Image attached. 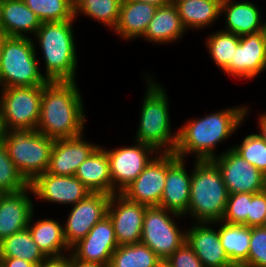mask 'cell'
<instances>
[{"instance_id": "obj_1", "label": "cell", "mask_w": 266, "mask_h": 267, "mask_svg": "<svg viewBox=\"0 0 266 267\" xmlns=\"http://www.w3.org/2000/svg\"><path fill=\"white\" fill-rule=\"evenodd\" d=\"M40 108L36 130L45 136L56 140L84 133L86 116L76 81H48Z\"/></svg>"}, {"instance_id": "obj_2", "label": "cell", "mask_w": 266, "mask_h": 267, "mask_svg": "<svg viewBox=\"0 0 266 267\" xmlns=\"http://www.w3.org/2000/svg\"><path fill=\"white\" fill-rule=\"evenodd\" d=\"M248 107H233L211 113L197 120H190L177 131L178 139L174 154L184 159L195 153L196 161L216 158L214 148L226 141L243 123Z\"/></svg>"}, {"instance_id": "obj_3", "label": "cell", "mask_w": 266, "mask_h": 267, "mask_svg": "<svg viewBox=\"0 0 266 267\" xmlns=\"http://www.w3.org/2000/svg\"><path fill=\"white\" fill-rule=\"evenodd\" d=\"M194 164L187 214L196 223L221 221L229 197L221 171L212 160Z\"/></svg>"}, {"instance_id": "obj_4", "label": "cell", "mask_w": 266, "mask_h": 267, "mask_svg": "<svg viewBox=\"0 0 266 267\" xmlns=\"http://www.w3.org/2000/svg\"><path fill=\"white\" fill-rule=\"evenodd\" d=\"M73 20L44 22L34 34L43 52L48 81H75L77 69Z\"/></svg>"}, {"instance_id": "obj_5", "label": "cell", "mask_w": 266, "mask_h": 267, "mask_svg": "<svg viewBox=\"0 0 266 267\" xmlns=\"http://www.w3.org/2000/svg\"><path fill=\"white\" fill-rule=\"evenodd\" d=\"M146 80L148 89L144 95L135 141L149 144L158 152L160 149V152H174L178 133L173 134L170 130L168 95L151 77Z\"/></svg>"}, {"instance_id": "obj_6", "label": "cell", "mask_w": 266, "mask_h": 267, "mask_svg": "<svg viewBox=\"0 0 266 267\" xmlns=\"http://www.w3.org/2000/svg\"><path fill=\"white\" fill-rule=\"evenodd\" d=\"M34 41L3 35L0 61V87L42 86L48 80L38 67Z\"/></svg>"}, {"instance_id": "obj_7", "label": "cell", "mask_w": 266, "mask_h": 267, "mask_svg": "<svg viewBox=\"0 0 266 267\" xmlns=\"http://www.w3.org/2000/svg\"><path fill=\"white\" fill-rule=\"evenodd\" d=\"M9 158L30 183L49 166L54 139L37 130L7 131L2 140Z\"/></svg>"}, {"instance_id": "obj_8", "label": "cell", "mask_w": 266, "mask_h": 267, "mask_svg": "<svg viewBox=\"0 0 266 267\" xmlns=\"http://www.w3.org/2000/svg\"><path fill=\"white\" fill-rule=\"evenodd\" d=\"M42 86L1 88L0 106L7 131L36 130Z\"/></svg>"}, {"instance_id": "obj_9", "label": "cell", "mask_w": 266, "mask_h": 267, "mask_svg": "<svg viewBox=\"0 0 266 267\" xmlns=\"http://www.w3.org/2000/svg\"><path fill=\"white\" fill-rule=\"evenodd\" d=\"M182 217L161 206H147L142 226L141 243L147 245L161 260L168 259L186 242V232L178 229L169 216Z\"/></svg>"}, {"instance_id": "obj_10", "label": "cell", "mask_w": 266, "mask_h": 267, "mask_svg": "<svg viewBox=\"0 0 266 267\" xmlns=\"http://www.w3.org/2000/svg\"><path fill=\"white\" fill-rule=\"evenodd\" d=\"M105 151L109 160L112 194L121 193L130 185L154 158L150 155L158 153L153 146L139 141L130 147Z\"/></svg>"}, {"instance_id": "obj_11", "label": "cell", "mask_w": 266, "mask_h": 267, "mask_svg": "<svg viewBox=\"0 0 266 267\" xmlns=\"http://www.w3.org/2000/svg\"><path fill=\"white\" fill-rule=\"evenodd\" d=\"M220 155L212 161L220 169L229 194H255L266 189V176L232 148Z\"/></svg>"}, {"instance_id": "obj_12", "label": "cell", "mask_w": 266, "mask_h": 267, "mask_svg": "<svg viewBox=\"0 0 266 267\" xmlns=\"http://www.w3.org/2000/svg\"><path fill=\"white\" fill-rule=\"evenodd\" d=\"M110 196L106 193H90L73 205L63 225L64 238L70 248L83 239L93 226L107 215Z\"/></svg>"}, {"instance_id": "obj_13", "label": "cell", "mask_w": 266, "mask_h": 267, "mask_svg": "<svg viewBox=\"0 0 266 267\" xmlns=\"http://www.w3.org/2000/svg\"><path fill=\"white\" fill-rule=\"evenodd\" d=\"M146 209L147 205L130 201L121 193L110 196L107 215L113 223L118 245L141 241Z\"/></svg>"}, {"instance_id": "obj_14", "label": "cell", "mask_w": 266, "mask_h": 267, "mask_svg": "<svg viewBox=\"0 0 266 267\" xmlns=\"http://www.w3.org/2000/svg\"><path fill=\"white\" fill-rule=\"evenodd\" d=\"M165 181L166 152H159L121 194L133 202L147 206H160Z\"/></svg>"}, {"instance_id": "obj_15", "label": "cell", "mask_w": 266, "mask_h": 267, "mask_svg": "<svg viewBox=\"0 0 266 267\" xmlns=\"http://www.w3.org/2000/svg\"><path fill=\"white\" fill-rule=\"evenodd\" d=\"M33 195L45 201L75 205L91 191L75 176L42 173L29 183Z\"/></svg>"}, {"instance_id": "obj_16", "label": "cell", "mask_w": 266, "mask_h": 267, "mask_svg": "<svg viewBox=\"0 0 266 267\" xmlns=\"http://www.w3.org/2000/svg\"><path fill=\"white\" fill-rule=\"evenodd\" d=\"M114 226L106 215L90 232L71 247V254L86 262L109 265L113 252L118 247Z\"/></svg>"}, {"instance_id": "obj_17", "label": "cell", "mask_w": 266, "mask_h": 267, "mask_svg": "<svg viewBox=\"0 0 266 267\" xmlns=\"http://www.w3.org/2000/svg\"><path fill=\"white\" fill-rule=\"evenodd\" d=\"M184 164V159L166 152V181L160 201L161 207L181 216L187 215L192 177Z\"/></svg>"}, {"instance_id": "obj_18", "label": "cell", "mask_w": 266, "mask_h": 267, "mask_svg": "<svg viewBox=\"0 0 266 267\" xmlns=\"http://www.w3.org/2000/svg\"><path fill=\"white\" fill-rule=\"evenodd\" d=\"M99 145L84 141L83 133L53 143L47 173L62 176H75L84 162Z\"/></svg>"}, {"instance_id": "obj_19", "label": "cell", "mask_w": 266, "mask_h": 267, "mask_svg": "<svg viewBox=\"0 0 266 267\" xmlns=\"http://www.w3.org/2000/svg\"><path fill=\"white\" fill-rule=\"evenodd\" d=\"M232 76L252 79L266 69V46L262 31L240 36L232 59Z\"/></svg>"}, {"instance_id": "obj_20", "label": "cell", "mask_w": 266, "mask_h": 267, "mask_svg": "<svg viewBox=\"0 0 266 267\" xmlns=\"http://www.w3.org/2000/svg\"><path fill=\"white\" fill-rule=\"evenodd\" d=\"M28 191H32L30 185L18 192L0 193V242L28 227L34 211Z\"/></svg>"}, {"instance_id": "obj_21", "label": "cell", "mask_w": 266, "mask_h": 267, "mask_svg": "<svg viewBox=\"0 0 266 267\" xmlns=\"http://www.w3.org/2000/svg\"><path fill=\"white\" fill-rule=\"evenodd\" d=\"M210 224L204 222L191 226L186 231L187 244L205 267H235L222 247L219 231L212 229Z\"/></svg>"}, {"instance_id": "obj_22", "label": "cell", "mask_w": 266, "mask_h": 267, "mask_svg": "<svg viewBox=\"0 0 266 267\" xmlns=\"http://www.w3.org/2000/svg\"><path fill=\"white\" fill-rule=\"evenodd\" d=\"M41 24V20L23 0L2 2L0 34L8 37H26V33L35 34Z\"/></svg>"}, {"instance_id": "obj_23", "label": "cell", "mask_w": 266, "mask_h": 267, "mask_svg": "<svg viewBox=\"0 0 266 267\" xmlns=\"http://www.w3.org/2000/svg\"><path fill=\"white\" fill-rule=\"evenodd\" d=\"M75 177L78 178L91 193H106L112 195L109 160L103 146H98L91 155L80 164Z\"/></svg>"}, {"instance_id": "obj_24", "label": "cell", "mask_w": 266, "mask_h": 267, "mask_svg": "<svg viewBox=\"0 0 266 267\" xmlns=\"http://www.w3.org/2000/svg\"><path fill=\"white\" fill-rule=\"evenodd\" d=\"M221 13H225L226 16V29H223L224 31L241 36L263 30L265 21H261L259 7H256L253 2L240 1L235 3L231 0H223Z\"/></svg>"}, {"instance_id": "obj_25", "label": "cell", "mask_w": 266, "mask_h": 267, "mask_svg": "<svg viewBox=\"0 0 266 267\" xmlns=\"http://www.w3.org/2000/svg\"><path fill=\"white\" fill-rule=\"evenodd\" d=\"M158 7L145 2L122 0L119 20L114 28L123 39L142 37Z\"/></svg>"}, {"instance_id": "obj_26", "label": "cell", "mask_w": 266, "mask_h": 267, "mask_svg": "<svg viewBox=\"0 0 266 267\" xmlns=\"http://www.w3.org/2000/svg\"><path fill=\"white\" fill-rule=\"evenodd\" d=\"M186 32L173 2L158 7L142 37L154 43L177 41Z\"/></svg>"}, {"instance_id": "obj_27", "label": "cell", "mask_w": 266, "mask_h": 267, "mask_svg": "<svg viewBox=\"0 0 266 267\" xmlns=\"http://www.w3.org/2000/svg\"><path fill=\"white\" fill-rule=\"evenodd\" d=\"M223 0H171L185 29L205 28L221 16Z\"/></svg>"}, {"instance_id": "obj_28", "label": "cell", "mask_w": 266, "mask_h": 267, "mask_svg": "<svg viewBox=\"0 0 266 267\" xmlns=\"http://www.w3.org/2000/svg\"><path fill=\"white\" fill-rule=\"evenodd\" d=\"M33 215L34 212L27 228L31 232L34 242L46 257L61 256L64 255L62 251L71 250L66 243L63 226L59 221L43 219L32 224Z\"/></svg>"}, {"instance_id": "obj_29", "label": "cell", "mask_w": 266, "mask_h": 267, "mask_svg": "<svg viewBox=\"0 0 266 267\" xmlns=\"http://www.w3.org/2000/svg\"><path fill=\"white\" fill-rule=\"evenodd\" d=\"M216 223L222 224L218 231L226 255L235 267H240L248 259L251 228L245 225L229 224L223 221H217L211 224Z\"/></svg>"}, {"instance_id": "obj_30", "label": "cell", "mask_w": 266, "mask_h": 267, "mask_svg": "<svg viewBox=\"0 0 266 267\" xmlns=\"http://www.w3.org/2000/svg\"><path fill=\"white\" fill-rule=\"evenodd\" d=\"M0 257L20 258L37 266L47 258L34 242L28 228L0 242Z\"/></svg>"}, {"instance_id": "obj_31", "label": "cell", "mask_w": 266, "mask_h": 267, "mask_svg": "<svg viewBox=\"0 0 266 267\" xmlns=\"http://www.w3.org/2000/svg\"><path fill=\"white\" fill-rule=\"evenodd\" d=\"M160 261L147 245L139 242L119 245L111 256L109 267H156Z\"/></svg>"}, {"instance_id": "obj_32", "label": "cell", "mask_w": 266, "mask_h": 267, "mask_svg": "<svg viewBox=\"0 0 266 267\" xmlns=\"http://www.w3.org/2000/svg\"><path fill=\"white\" fill-rule=\"evenodd\" d=\"M206 46L214 63L232 76V59L240 41V36L227 31H217L209 35Z\"/></svg>"}, {"instance_id": "obj_33", "label": "cell", "mask_w": 266, "mask_h": 267, "mask_svg": "<svg viewBox=\"0 0 266 267\" xmlns=\"http://www.w3.org/2000/svg\"><path fill=\"white\" fill-rule=\"evenodd\" d=\"M122 0H74V15L75 18L78 13L98 20L102 24L116 27Z\"/></svg>"}, {"instance_id": "obj_34", "label": "cell", "mask_w": 266, "mask_h": 267, "mask_svg": "<svg viewBox=\"0 0 266 267\" xmlns=\"http://www.w3.org/2000/svg\"><path fill=\"white\" fill-rule=\"evenodd\" d=\"M42 23L68 21L75 18L74 0H23Z\"/></svg>"}, {"instance_id": "obj_35", "label": "cell", "mask_w": 266, "mask_h": 267, "mask_svg": "<svg viewBox=\"0 0 266 267\" xmlns=\"http://www.w3.org/2000/svg\"><path fill=\"white\" fill-rule=\"evenodd\" d=\"M28 186L29 182L9 158L4 142L0 141V193H14Z\"/></svg>"}, {"instance_id": "obj_36", "label": "cell", "mask_w": 266, "mask_h": 267, "mask_svg": "<svg viewBox=\"0 0 266 267\" xmlns=\"http://www.w3.org/2000/svg\"><path fill=\"white\" fill-rule=\"evenodd\" d=\"M232 149L266 176V143L259 134H249Z\"/></svg>"}, {"instance_id": "obj_37", "label": "cell", "mask_w": 266, "mask_h": 267, "mask_svg": "<svg viewBox=\"0 0 266 267\" xmlns=\"http://www.w3.org/2000/svg\"><path fill=\"white\" fill-rule=\"evenodd\" d=\"M251 193L229 194L224 216L221 221L229 224L247 226Z\"/></svg>"}, {"instance_id": "obj_38", "label": "cell", "mask_w": 266, "mask_h": 267, "mask_svg": "<svg viewBox=\"0 0 266 267\" xmlns=\"http://www.w3.org/2000/svg\"><path fill=\"white\" fill-rule=\"evenodd\" d=\"M240 267H266L265 227H251L248 259Z\"/></svg>"}, {"instance_id": "obj_39", "label": "cell", "mask_w": 266, "mask_h": 267, "mask_svg": "<svg viewBox=\"0 0 266 267\" xmlns=\"http://www.w3.org/2000/svg\"><path fill=\"white\" fill-rule=\"evenodd\" d=\"M266 217V189L252 194L249 213L247 214V226H263Z\"/></svg>"}, {"instance_id": "obj_40", "label": "cell", "mask_w": 266, "mask_h": 267, "mask_svg": "<svg viewBox=\"0 0 266 267\" xmlns=\"http://www.w3.org/2000/svg\"><path fill=\"white\" fill-rule=\"evenodd\" d=\"M167 261L172 267H205L187 242L175 250Z\"/></svg>"}, {"instance_id": "obj_41", "label": "cell", "mask_w": 266, "mask_h": 267, "mask_svg": "<svg viewBox=\"0 0 266 267\" xmlns=\"http://www.w3.org/2000/svg\"><path fill=\"white\" fill-rule=\"evenodd\" d=\"M67 255L65 256L64 254L61 256H57V257H47L37 267H71V253Z\"/></svg>"}, {"instance_id": "obj_42", "label": "cell", "mask_w": 266, "mask_h": 267, "mask_svg": "<svg viewBox=\"0 0 266 267\" xmlns=\"http://www.w3.org/2000/svg\"><path fill=\"white\" fill-rule=\"evenodd\" d=\"M0 267H37V265L20 258L0 257Z\"/></svg>"}, {"instance_id": "obj_43", "label": "cell", "mask_w": 266, "mask_h": 267, "mask_svg": "<svg viewBox=\"0 0 266 267\" xmlns=\"http://www.w3.org/2000/svg\"><path fill=\"white\" fill-rule=\"evenodd\" d=\"M71 267H109L107 264H100L96 262H86L80 259H76L71 254Z\"/></svg>"}, {"instance_id": "obj_44", "label": "cell", "mask_w": 266, "mask_h": 267, "mask_svg": "<svg viewBox=\"0 0 266 267\" xmlns=\"http://www.w3.org/2000/svg\"><path fill=\"white\" fill-rule=\"evenodd\" d=\"M258 125L260 128L259 136L265 141L266 143V113H263L260 118H258Z\"/></svg>"}, {"instance_id": "obj_45", "label": "cell", "mask_w": 266, "mask_h": 267, "mask_svg": "<svg viewBox=\"0 0 266 267\" xmlns=\"http://www.w3.org/2000/svg\"><path fill=\"white\" fill-rule=\"evenodd\" d=\"M132 1L145 2L155 5L157 7L168 5L171 2V0H132Z\"/></svg>"}, {"instance_id": "obj_46", "label": "cell", "mask_w": 266, "mask_h": 267, "mask_svg": "<svg viewBox=\"0 0 266 267\" xmlns=\"http://www.w3.org/2000/svg\"><path fill=\"white\" fill-rule=\"evenodd\" d=\"M6 133H7V130H6L5 125H4L2 109H1V106H0V141L3 140V138L6 135Z\"/></svg>"}, {"instance_id": "obj_47", "label": "cell", "mask_w": 266, "mask_h": 267, "mask_svg": "<svg viewBox=\"0 0 266 267\" xmlns=\"http://www.w3.org/2000/svg\"><path fill=\"white\" fill-rule=\"evenodd\" d=\"M156 267H172V265L167 261V259L161 260Z\"/></svg>"}, {"instance_id": "obj_48", "label": "cell", "mask_w": 266, "mask_h": 267, "mask_svg": "<svg viewBox=\"0 0 266 267\" xmlns=\"http://www.w3.org/2000/svg\"><path fill=\"white\" fill-rule=\"evenodd\" d=\"M2 41H3V35L0 34V61H1V57H2Z\"/></svg>"}, {"instance_id": "obj_49", "label": "cell", "mask_w": 266, "mask_h": 267, "mask_svg": "<svg viewBox=\"0 0 266 267\" xmlns=\"http://www.w3.org/2000/svg\"><path fill=\"white\" fill-rule=\"evenodd\" d=\"M263 35H264V39H265V46H266V22L264 23V27H263Z\"/></svg>"}, {"instance_id": "obj_50", "label": "cell", "mask_w": 266, "mask_h": 267, "mask_svg": "<svg viewBox=\"0 0 266 267\" xmlns=\"http://www.w3.org/2000/svg\"><path fill=\"white\" fill-rule=\"evenodd\" d=\"M263 227L266 228V217H265V220H264V223H263Z\"/></svg>"}, {"instance_id": "obj_51", "label": "cell", "mask_w": 266, "mask_h": 267, "mask_svg": "<svg viewBox=\"0 0 266 267\" xmlns=\"http://www.w3.org/2000/svg\"><path fill=\"white\" fill-rule=\"evenodd\" d=\"M1 5H2V0H0V15H1Z\"/></svg>"}]
</instances>
